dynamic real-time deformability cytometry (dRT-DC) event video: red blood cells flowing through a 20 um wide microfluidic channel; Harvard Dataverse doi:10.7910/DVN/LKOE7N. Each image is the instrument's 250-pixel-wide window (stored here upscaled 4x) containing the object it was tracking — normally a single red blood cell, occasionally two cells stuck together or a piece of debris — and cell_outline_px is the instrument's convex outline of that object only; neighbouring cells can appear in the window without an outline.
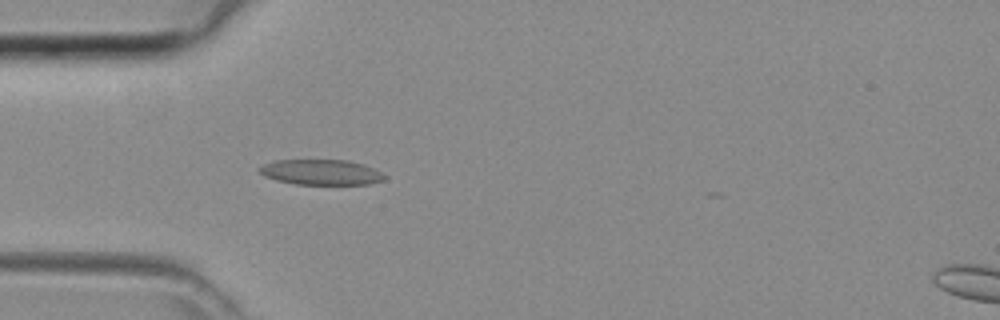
{"species": "common noctule bat (a hibernating species)", "species_latin": "Nyctalus noctula", "temperature_condition": "room temperature", "stored_images_in_passage": 35, "camera_frame_rate_fps": 3000, "um_per_image_px": 0.085, "animal": {"sex": "female", "body_mass_g": 29.2, "forearm_length_mm": 56.3}, "frame": {"image": 1, "passage_image": 9, "time_ms": 2.667, "image_size_px": [1000, 320], "cell_outline_px": [[388, 176], [384, 180], [368, 184], [296, 184], [276, 180], [264, 176], [256, 168], [272, 160], [348, 160], [364, 164], [384, 172]], "centroid_in_image_um": [27.32, 14.63], "position_along_channel_um": 57.7, "area_um2": 18.73}}
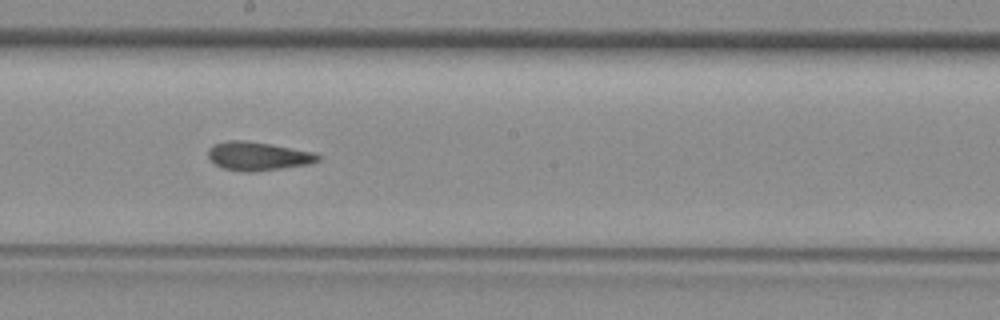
{"frame": {"image": 2, "passage_image": 20, "time_ms": 6.333, "image_size_px": [1000, 320], "cell_outline_px": [[320, 160], [308, 164], [252, 172], [248, 172], [224, 168], [216, 164], [208, 156], [208, 148], [216, 144], [228, 140], [244, 140], [268, 144], [312, 152], [320, 156]], "centroid_in_image_um": [21.9, 13.27], "position_along_channel_um": 226.3, "area_um2": 17.8}}
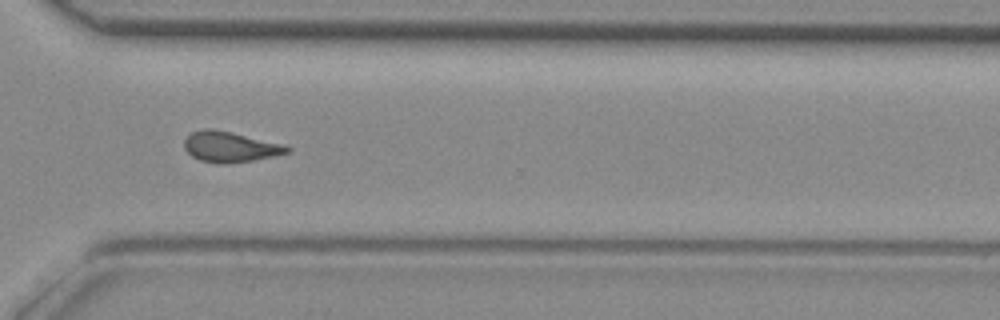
{"frame": {"image": 3, "passage_image": 28, "time_ms": 9.0, "image_size_px": [1000, 320], "cell_outline_px": [[292, 148], [288, 152], [272, 156], [252, 160], [224, 164], [200, 160], [192, 156], [184, 148], [184, 140], [192, 132], [204, 128], [212, 128], [284, 144]], "centroid_in_image_um": [19.54, 12.47], "position_along_channel_um": 351.1, "area_um2": 18.03}}